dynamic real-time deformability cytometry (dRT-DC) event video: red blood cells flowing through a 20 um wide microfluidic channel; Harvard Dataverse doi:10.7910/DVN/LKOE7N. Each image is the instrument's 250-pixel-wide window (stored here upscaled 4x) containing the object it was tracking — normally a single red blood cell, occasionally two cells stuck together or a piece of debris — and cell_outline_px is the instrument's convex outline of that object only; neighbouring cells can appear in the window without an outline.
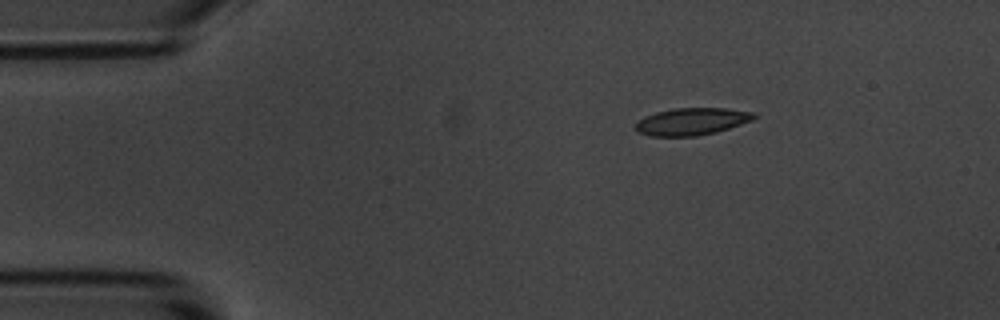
{"species": "common noctule bat (a hibernating species)", "species_latin": "Nyctalus noctula", "temperature_condition": "room temperature", "stored_images_in_passage": 47, "camera_frame_rate_fps": 3000, "um_per_image_px": 0.085, "animal": {"sex": "male", "body_mass_g": 20.1, "forearm_length_mm": 53.5}, "frame": {"image": 1, "passage_image": 1, "time_ms": 0.0, "image_size_px": [1000, 320], "cell_outline_px": [[756, 116], [752, 120], [716, 132], [696, 136], [652, 136], [636, 132], [636, 124], [644, 116], [656, 112], [676, 108], [724, 108], [756, 112]], "centroid_in_image_um": [58.8, 10.32], "position_along_channel_um": 26.2, "area_um2": 18.67}}
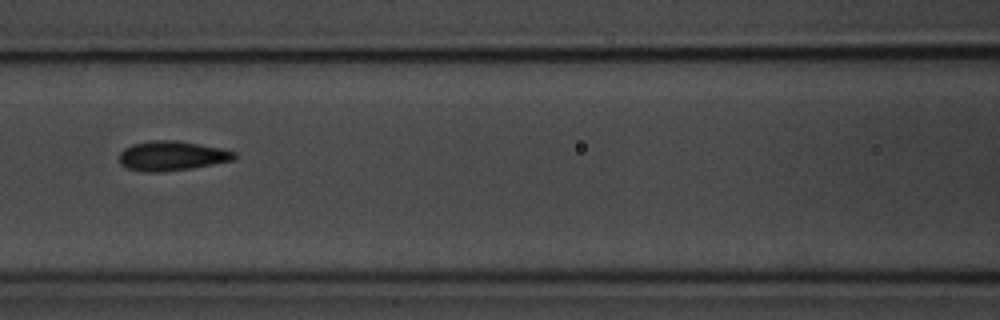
{"frame": {"image": 2, "passage_image": 16, "time_ms": 5.0, "image_size_px": [1000, 320], "cell_outline_px": [[236, 160], [192, 168], [156, 172], [140, 172], [128, 168], [120, 164], [120, 152], [124, 148], [132, 144], [152, 140], [176, 140], [200, 144], [220, 148], [236, 152]], "centroid_in_image_um": [14.61, 13.24], "position_along_channel_um": 152.0, "area_um2": 19.94}}
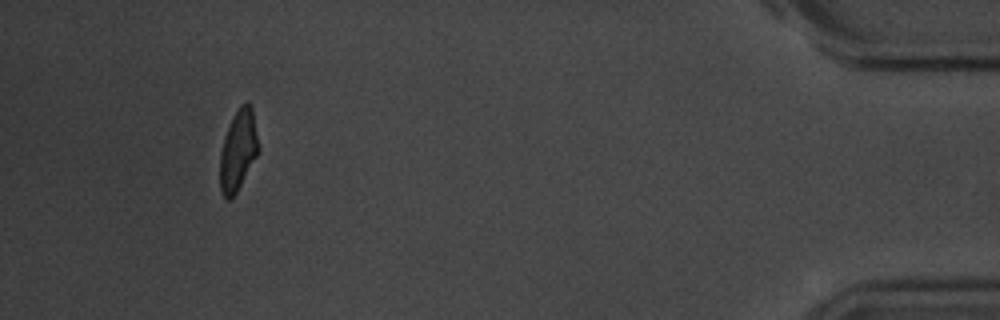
{"frame": {"image": 3, "passage_image": 43, "time_ms": 14.0, "image_size_px": [1000, 320], "cell_outline_px": [[260, 148], [256, 156], [236, 192], [228, 200], [224, 196], [220, 188], [220, 152], [224, 136], [232, 116], [240, 104], [244, 100], [248, 100], [252, 104]], "centroid_in_image_um": [20.25, 12.66], "position_along_channel_um": 414.9, "area_um2": 18.26}, "authors_computed_cell_mechanics": {"area_um2": 19.1896, "velocity_mm_per_s": 3.6734, "shape_relaxation_time_tau1_ms": 2.7895, "shape_relaxation_time_tau2_ms": 2.133, "deformation_change_tau1": 0.1408, "deformation_change_tau2": 0.0671}}